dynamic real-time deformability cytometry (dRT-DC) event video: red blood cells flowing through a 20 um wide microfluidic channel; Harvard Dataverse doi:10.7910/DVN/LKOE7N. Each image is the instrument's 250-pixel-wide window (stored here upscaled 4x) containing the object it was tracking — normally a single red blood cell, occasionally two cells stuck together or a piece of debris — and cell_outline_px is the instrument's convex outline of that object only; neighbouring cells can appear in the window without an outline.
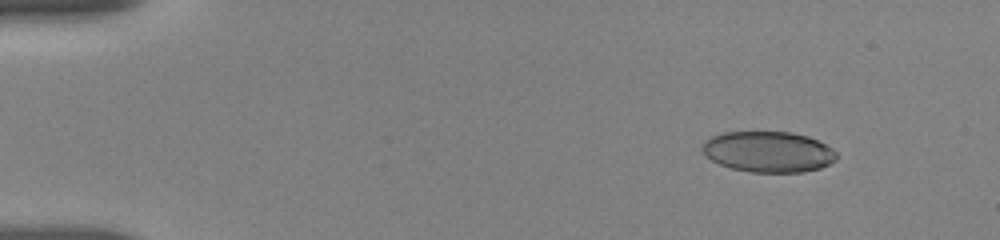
{"species": "human", "species_latin": "Homo sapiens", "temperature_condition": "room temperature", "stored_images_in_passage": 51, "camera_frame_rate_fps": 3000, "um_per_image_px": 0.085, "donor": {"sex": "female"}, "frame": {"image": 1, "passage_image": 2, "time_ms": 0.333, "image_size_px": [1000, 240], "cell_outline_px": [[836, 160], [820, 168], [804, 172], [752, 172], [732, 168], [720, 164], [712, 160], [700, 148], [704, 140], [712, 136], [724, 132], [792, 132], [808, 136], [832, 148], [836, 152]], "centroid_in_image_um": [65.3, 12.89], "position_along_channel_um": 19.7, "area_um2": 31.85}}
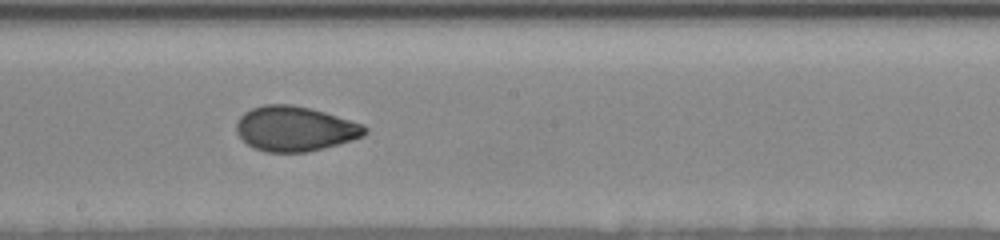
{"frame": {"image": 2, "passage_image": 27, "time_ms": 8.667, "image_size_px": [1000, 240], "cell_outline_px": [[368, 132], [364, 136], [352, 140], [324, 148], [308, 152], [264, 152], [252, 148], [236, 132], [236, 124], [240, 116], [244, 112], [252, 108], [264, 104], [292, 104], [324, 112], [364, 124], [368, 128]], "centroid_in_image_um": [25.08, 10.95], "position_along_channel_um": 223.1, "area_um2": 33.76}}
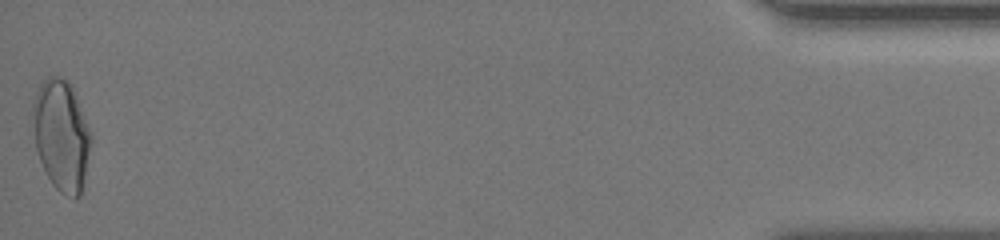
{"frame": {"image": 3, "passage_image": 51, "time_ms": 16.667, "image_size_px": [1000, 240], "cell_outline_px": [[92, 140], [80, 196], [72, 196], [60, 192], [52, 184], [40, 160], [36, 148], [32, 108], [32, 100], [40, 84], [48, 76], [60, 76], [72, 84], [92, 136]], "centroid_in_image_um": [5.22, 11.44], "position_along_channel_um": 430.0, "area_um2": 37.28}, "authors_computed_cell_mechanics": {"area_um2": 33.235, "velocity_mm_per_s": 3.655, "shape_relaxation_time_tau1_ms": 10.0235, "shape_relaxation_time_tau2_ms": 1.2174, "deformation_change_tau1": 0.2152, "deformation_change_tau2": 0.056}}